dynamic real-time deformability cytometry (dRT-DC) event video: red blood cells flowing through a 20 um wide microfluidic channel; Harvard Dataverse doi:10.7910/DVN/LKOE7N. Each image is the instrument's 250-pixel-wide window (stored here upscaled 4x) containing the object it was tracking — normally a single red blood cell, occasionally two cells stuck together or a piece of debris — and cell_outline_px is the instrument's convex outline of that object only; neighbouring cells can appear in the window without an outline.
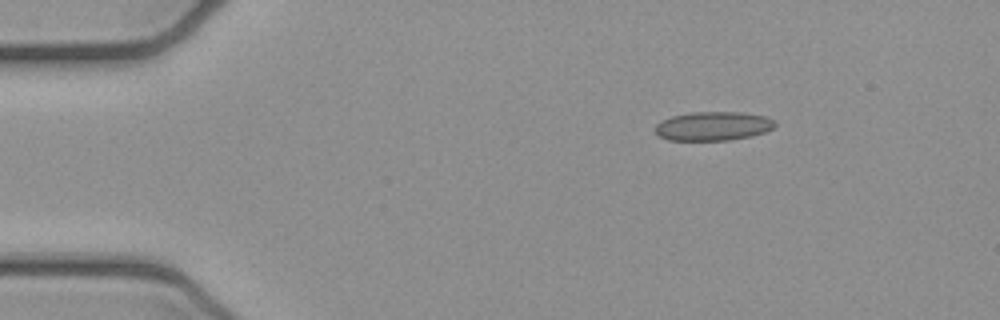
{"species": "common noctule bat (a hibernating species)", "species_latin": "Nyctalus noctula", "temperature_condition": "cold", "stored_images_in_passage": 5, "camera_frame_rate_fps": 3000, "um_per_image_px": 0.085, "animal": {"sex": "female", "body_mass_g": 21.9}, "frame": {"image": 1, "passage_image": 3, "time_ms": 0.667, "image_size_px": [1000, 320], "cell_outline_px": [[776, 124], [772, 128], [764, 132], [752, 136], [728, 140], [668, 140], [660, 136], [656, 132], [656, 124], [672, 116], [692, 112], [740, 112], [768, 116], [776, 120]], "centroid_in_image_um": [60.67, 10.71], "position_along_channel_um": 24.3, "area_um2": 20.17}}